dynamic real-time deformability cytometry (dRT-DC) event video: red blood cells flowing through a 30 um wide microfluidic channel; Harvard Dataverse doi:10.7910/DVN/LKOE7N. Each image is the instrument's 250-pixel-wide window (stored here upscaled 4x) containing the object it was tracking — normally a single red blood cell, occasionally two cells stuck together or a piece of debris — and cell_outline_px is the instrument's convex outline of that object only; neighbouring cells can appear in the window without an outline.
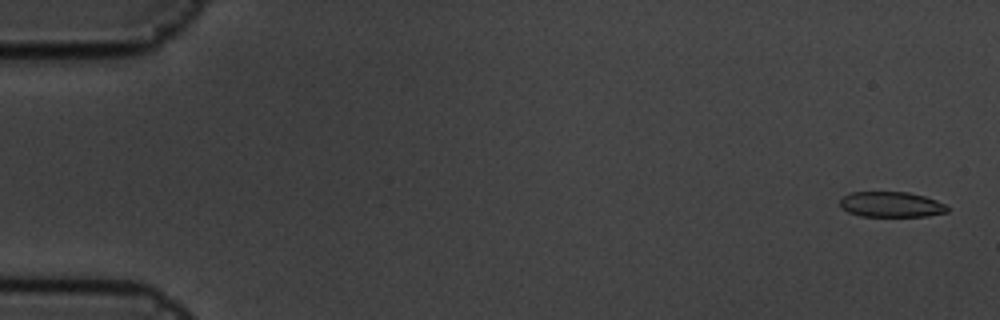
{"species": "common noctule bat (a hibernating species)", "species_latin": "Nyctalus noctula", "temperature_condition": "cold", "stored_images_in_passage": 5, "camera_frame_rate_fps": 3000, "um_per_image_px": 0.085, "animal": {"sex": "male", "body_mass_g": 19.5, "forearm_length_mm": 54.6}, "frame": {"image": 1, "passage_image": 1, "time_ms": 0.0, "image_size_px": [1000, 320], "cell_outline_px": [[948, 212], [928, 216], [860, 216], [848, 212], [840, 208], [840, 200], [844, 196], [852, 192], [908, 192], [924, 196], [936, 200], [944, 204], [948, 208]], "centroid_in_image_um": [75.74, 17.38], "position_along_channel_um": 9.3, "area_um2": 15.9}}